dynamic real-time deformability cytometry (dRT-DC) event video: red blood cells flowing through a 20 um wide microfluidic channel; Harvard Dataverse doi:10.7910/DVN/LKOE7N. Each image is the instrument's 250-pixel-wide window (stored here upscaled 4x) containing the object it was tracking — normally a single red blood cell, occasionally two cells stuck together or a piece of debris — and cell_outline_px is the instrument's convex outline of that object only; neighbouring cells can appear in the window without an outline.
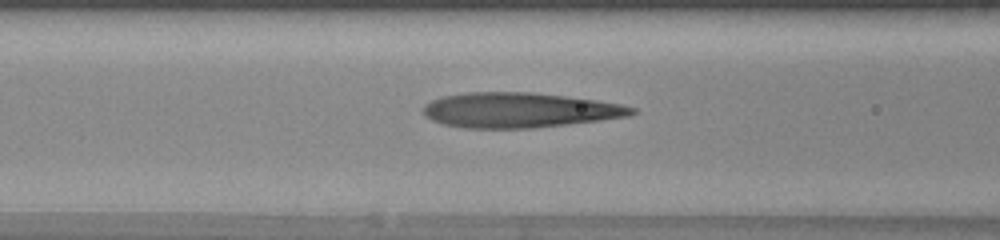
{"species": "human", "species_latin": "Homo sapiens", "temperature_condition": "warm", "stored_images_in_passage": 29, "camera_frame_rate_fps": 3000, "um_per_image_px": 0.085, "donor": {"sex": "female"}, "frame": {"image": 1, "passage_image": 6, "time_ms": 1.667, "image_size_px": [1000, 240], "cell_outline_px": [[636, 112], [628, 116], [600, 120], [532, 128], [464, 128], [444, 124], [432, 120], [424, 112], [424, 104], [432, 100], [444, 96], [468, 92], [532, 92], [596, 100], [620, 104], [636, 108]], "centroid_in_image_um": [44.14, 9.36], "position_along_channel_um": 122.5, "area_um2": 42.19}}
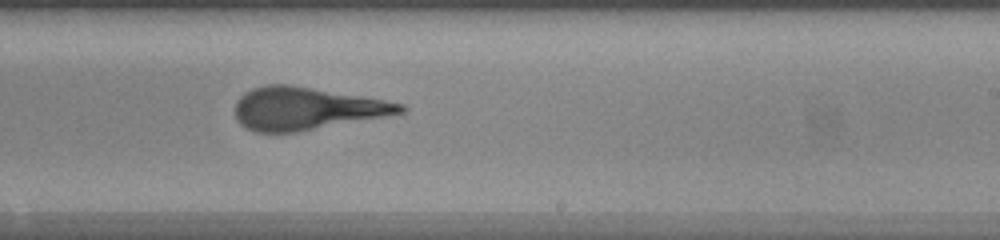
{"frame": {"image": 2, "passage_image": 16, "time_ms": 5.0, "image_size_px": [1000, 240], "cell_outline_px": [[408, 108], [404, 112], [296, 132], [256, 132], [240, 124], [236, 120], [236, 100], [244, 92], [252, 88], [264, 84], [288, 84], [384, 100], [404, 104]], "centroid_in_image_um": [25.97, 9.21], "position_along_channel_um": 263.0, "area_um2": 40.46}}
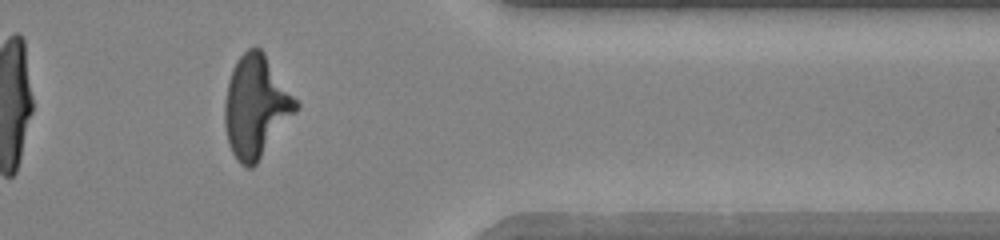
{"frame": {"image": 3, "passage_image": 26, "time_ms": 8.333, "image_size_px": [1000, 240], "cell_outline_px": [[300, 104], [296, 112], [256, 164], [252, 168], [248, 168], [240, 164], [236, 160], [228, 144], [224, 124], [224, 104], [228, 80], [232, 68], [236, 60], [248, 48], [256, 44], [264, 52]], "centroid_in_image_um": [21.74, 9.04], "position_along_channel_um": 389.7, "area_um2": 42.54}, "authors_computed_cell_mechanics": {"area_um2": 41.327, "velocity_mm_per_s": 4.2261, "shape_relaxation_time_tau1_ms": 7.2451, "shape_relaxation_time_tau2_ms": 1.2282, "deformation_change_tau1": 0.3573, "deformation_change_tau2": 0.1267}}